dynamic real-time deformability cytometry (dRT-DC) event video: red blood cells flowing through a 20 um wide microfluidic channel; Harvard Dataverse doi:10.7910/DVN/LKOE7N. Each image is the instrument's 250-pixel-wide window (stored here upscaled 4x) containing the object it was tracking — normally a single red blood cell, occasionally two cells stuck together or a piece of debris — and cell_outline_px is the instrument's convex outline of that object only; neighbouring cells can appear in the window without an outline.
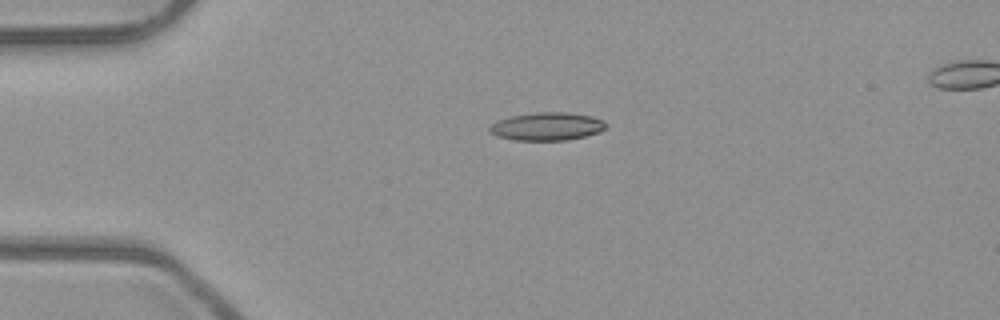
{"species": "common noctule bat (a hibernating species)", "species_latin": "Nyctalus noctula", "temperature_condition": "room temperature", "stored_images_in_passage": 42, "segment_of_instrument_passage": [1, 2], "camera_frame_rate_fps": 3000, "um_per_image_px": 0.085, "animal": {"sex": "male", "body_mass_g": 23.1, "forearm_length_mm": 52.7}, "frame": {"image": 1, "passage_image": 1, "time_ms": 0.0, "image_size_px": [1000, 320], "cell_outline_px": [[608, 124], [600, 132], [568, 140], [516, 140], [496, 136], [488, 132], [488, 128], [496, 120], [512, 116], [536, 112], [568, 112], [592, 116], [604, 120]], "centroid_in_image_um": [46.49, 10.74], "position_along_channel_um": 38.5, "area_um2": 19.13}}
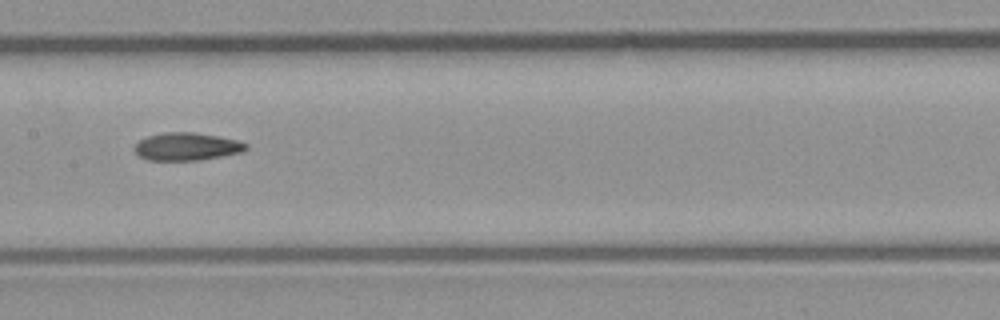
{"frame": {"image": 2, "passage_image": 15, "time_ms": 4.667, "image_size_px": [1000, 320], "cell_outline_px": [[248, 148], [244, 152], [200, 160], [148, 160], [140, 156], [132, 148], [140, 140], [148, 136], [164, 132], [192, 132], [216, 136], [236, 140], [248, 144]], "centroid_in_image_um": [15.88, 12.46], "position_along_channel_um": 191.5, "area_um2": 17.98}}
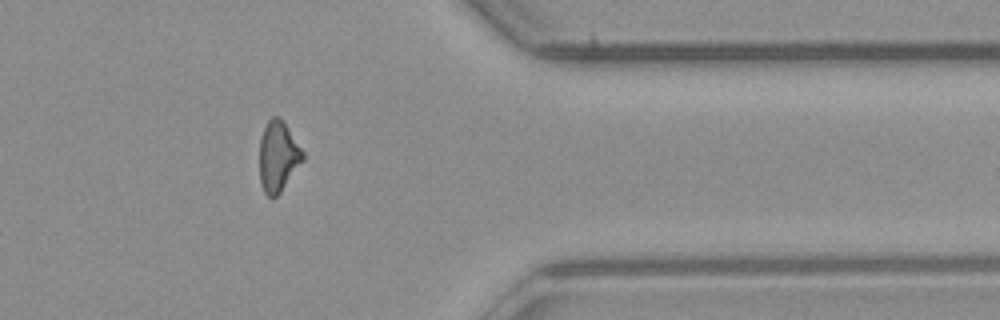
{"frame": {"image": 3, "passage_image": 31, "time_ms": 10.0, "image_size_px": [1000, 320], "cell_outline_px": [[304, 160], [280, 192], [272, 200], [264, 192], [260, 184], [260, 140], [264, 128], [268, 120], [272, 116], [280, 116], [304, 152]], "centroid_in_image_um": [23.64, 13.3], "position_along_channel_um": 387.8, "area_um2": 17.8}}